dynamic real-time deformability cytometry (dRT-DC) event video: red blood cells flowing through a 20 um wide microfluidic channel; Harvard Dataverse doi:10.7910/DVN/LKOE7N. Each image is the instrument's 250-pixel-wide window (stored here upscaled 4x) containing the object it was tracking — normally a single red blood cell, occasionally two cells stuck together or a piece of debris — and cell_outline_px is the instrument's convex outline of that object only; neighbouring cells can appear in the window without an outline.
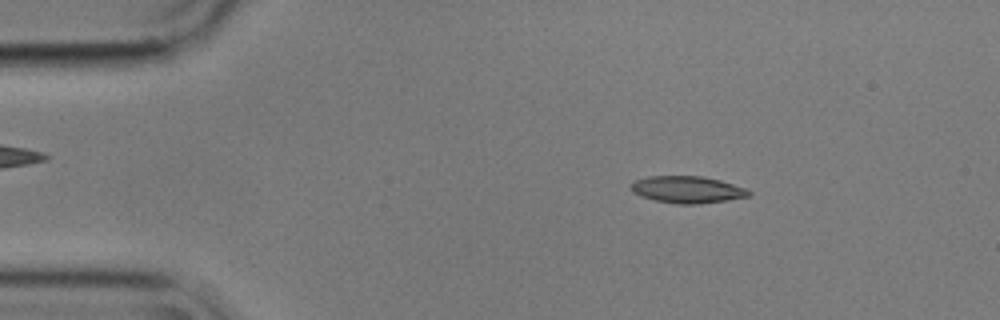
{"species": "common noctule bat (a hibernating species)", "species_latin": "Nyctalus noctula", "temperature_condition": "cold", "stored_images_in_passage": 55, "camera_frame_rate_fps": 3000, "um_per_image_px": 0.085, "animal": {"sex": "male", "body_mass_g": 17.9}, "frame": {"image": 1, "passage_image": 8, "time_ms": 2.333, "image_size_px": [1000, 320], "cell_outline_px": [[752, 196], [728, 200], [700, 204], [676, 204], [656, 200], [640, 196], [632, 192], [632, 184], [636, 180], [648, 176], [704, 176], [720, 180], [748, 188], [752, 192]], "centroid_in_image_um": [58.5, 16.12], "position_along_channel_um": 26.5, "area_um2": 18.67}}
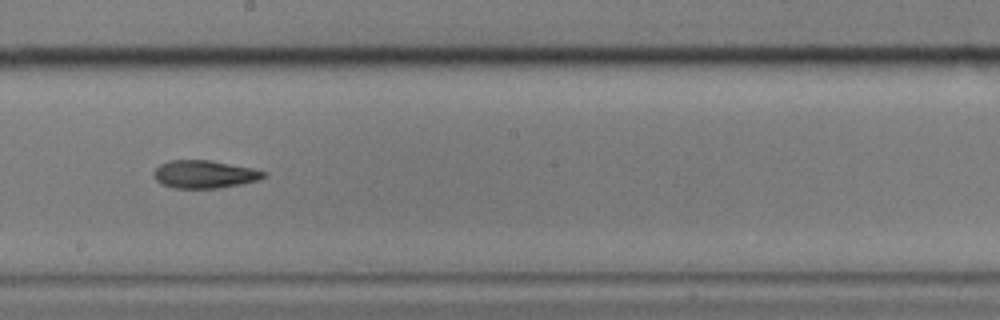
{"frame": {"image": 2, "passage_image": 30, "time_ms": 9.667, "image_size_px": [1000, 320], "cell_outline_px": [[268, 176], [260, 180], [220, 188], [172, 188], [156, 180], [152, 176], [152, 172], [160, 164], [168, 160], [212, 160], [252, 168], [268, 172]], "centroid_in_image_um": [17.4, 14.81], "position_along_channel_um": 230.8, "area_um2": 18.09}}
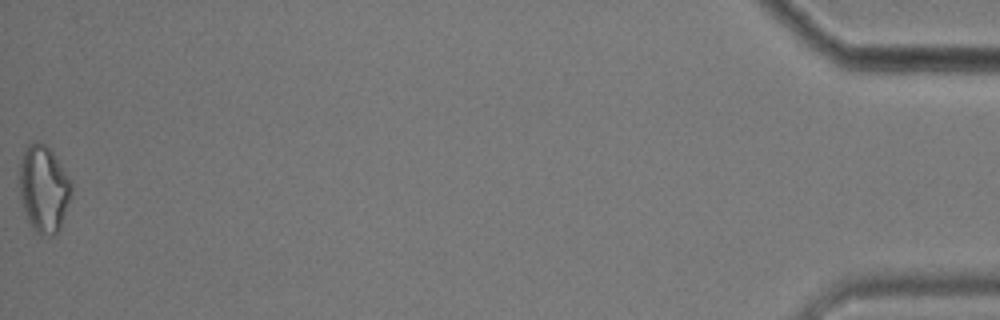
{"frame": {"image": 3, "passage_image": 55, "time_ms": 18.0, "image_size_px": [1000, 320], "cell_outline_px": [[72, 192], [60, 228], [56, 236], [40, 236], [28, 224], [20, 200], [20, 160], [28, 144], [32, 140], [40, 140], [52, 152], [72, 180]], "centroid_in_image_um": [3.71, 16.08], "position_along_channel_um": 431.5, "area_um2": 26.76}, "authors_computed_cell_mechanics": {"area_um2": 18.207, "velocity_mm_per_s": 3.5784, "shape_relaxation_time_tau1_ms": null, "shape_relaxation_time_tau2_ms": 5.2694, "deformation_change_tau1": null, "deformation_change_tau2": 0.1407}}